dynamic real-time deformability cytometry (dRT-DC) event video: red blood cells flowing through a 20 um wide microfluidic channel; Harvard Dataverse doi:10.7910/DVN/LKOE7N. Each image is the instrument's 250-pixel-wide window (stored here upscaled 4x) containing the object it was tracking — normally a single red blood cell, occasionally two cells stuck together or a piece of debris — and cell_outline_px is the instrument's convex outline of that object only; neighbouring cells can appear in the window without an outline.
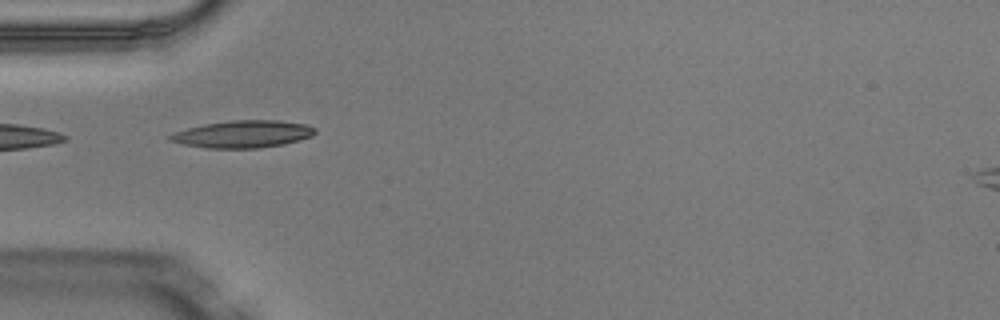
{"species": "Egyptian fruit bat (a non-hibernating species)", "species_latin": "Rousettus aegyptiacus", "temperature_condition": "warm", "stored_images_in_passage": 7, "camera_frame_rate_fps": 3000, "um_per_image_px": 0.085, "animal": {"sex": "male"}, "frame": {"image": 1, "passage_image": 4, "time_ms": 1.0, "image_size_px": [1000, 320], "cell_outline_px": [[316, 132], [312, 136], [284, 144], [260, 148], [208, 148], [184, 144], [168, 140], [168, 136], [176, 132], [188, 128], [204, 124], [232, 120], [276, 120], [304, 124], [316, 128]], "centroid_in_image_um": [20.66, 11.4], "position_along_channel_um": 64.3, "area_um2": 22.83}}
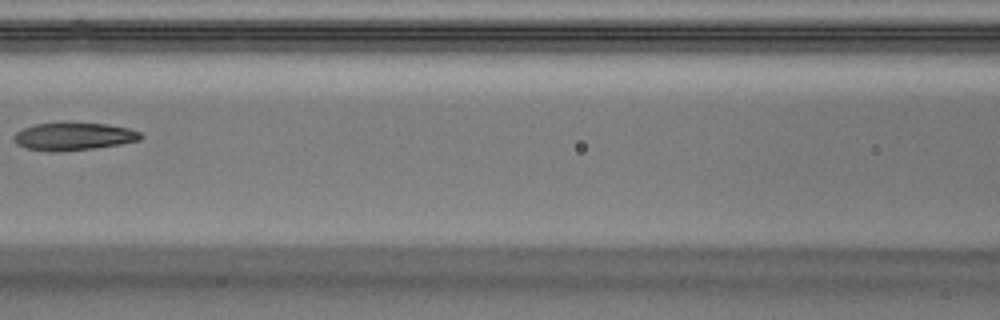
{"frame": {"image": 2, "passage_image": 6, "time_ms": 1.667, "image_size_px": [1000, 320], "cell_outline_px": [[144, 136], [140, 140], [120, 144], [92, 148], [56, 152], [48, 152], [28, 148], [16, 144], [12, 136], [16, 132], [24, 128], [36, 124], [104, 124], [128, 128], [140, 132]], "centroid_in_image_um": [6.25, 11.62], "position_along_channel_um": 160.4, "area_um2": 20.0}}
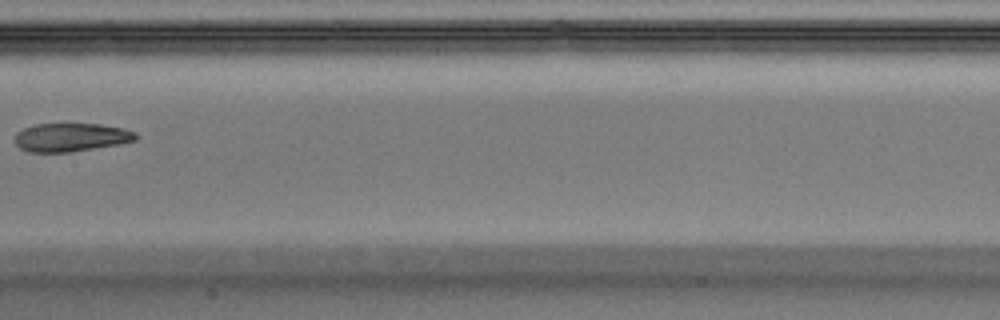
{"frame": {"image": 3, "passage_image": 7, "time_ms": 2.0, "image_size_px": [1000, 320], "cell_outline_px": [[136, 140], [120, 144], [72, 152], [28, 152], [20, 148], [16, 144], [16, 132], [24, 128], [36, 124], [100, 124], [124, 128], [136, 132]], "centroid_in_image_um": [6.05, 11.67], "position_along_channel_um": 201.4, "area_um2": 20.06}}